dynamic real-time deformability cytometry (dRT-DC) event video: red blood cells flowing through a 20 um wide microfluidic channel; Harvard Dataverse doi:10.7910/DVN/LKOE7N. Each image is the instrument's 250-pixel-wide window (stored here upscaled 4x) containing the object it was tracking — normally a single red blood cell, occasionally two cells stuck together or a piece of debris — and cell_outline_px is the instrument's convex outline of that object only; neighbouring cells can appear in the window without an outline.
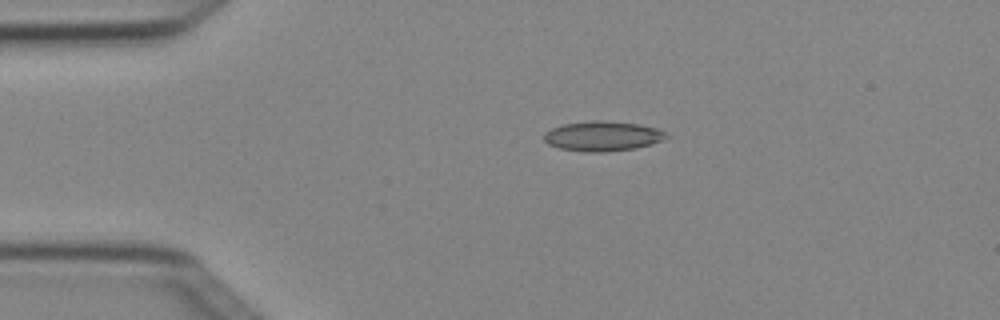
{"species": "Egyptian fruit bat (a non-hibernating species)", "species_latin": "Rousettus aegyptiacus", "temperature_condition": "cold", "stored_images_in_passage": 3, "camera_frame_rate_fps": 3000, "um_per_image_px": 0.085, "animal": {"sex": "female"}, "frame": {"image": 1, "passage_image": 2, "time_ms": 0.333, "image_size_px": [1000, 320], "cell_outline_px": [[668, 136], [664, 140], [652, 144], [636, 148], [604, 152], [584, 152], [560, 148], [548, 144], [544, 140], [544, 132], [552, 128], [564, 124], [596, 120], [604, 120], [640, 124], [656, 128], [664, 132]], "centroid_in_image_um": [51.23, 11.57], "position_along_channel_um": 33.8, "area_um2": 21.33}}